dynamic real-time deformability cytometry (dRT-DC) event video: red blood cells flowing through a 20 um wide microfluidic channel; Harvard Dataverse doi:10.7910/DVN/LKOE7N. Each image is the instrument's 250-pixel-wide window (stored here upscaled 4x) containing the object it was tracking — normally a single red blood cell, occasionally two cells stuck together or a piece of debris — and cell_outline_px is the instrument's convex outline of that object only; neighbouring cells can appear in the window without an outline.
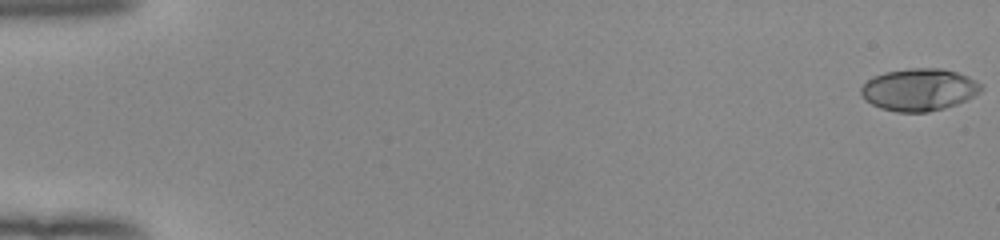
{"species": "human", "species_latin": "Homo sapiens", "temperature_condition": "room temperature", "stored_images_in_passage": 53, "camera_frame_rate_fps": 3000, "um_per_image_px": 0.085, "donor": {"sex": "female"}, "frame": {"image": 1, "passage_image": 1, "time_ms": 0.0, "image_size_px": [1000, 240], "cell_outline_px": [[984, 88], [980, 92], [956, 104], [944, 108], [928, 112], [896, 112], [880, 108], [864, 100], [860, 92], [860, 88], [872, 76], [884, 72], [908, 68], [944, 68], [968, 76], [984, 84]], "centroid_in_image_um": [78.12, 7.61], "position_along_channel_um": 6.9, "area_um2": 29.82}}
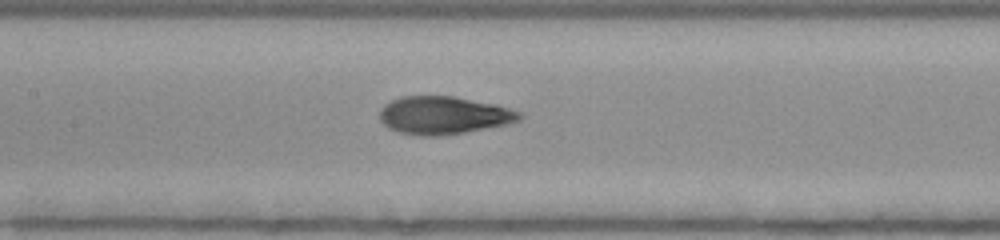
{"frame": {"image": 2, "passage_image": 27, "time_ms": 8.667, "image_size_px": [1000, 240], "cell_outline_px": [[524, 116], [520, 120], [504, 124], [464, 132], [440, 136], [420, 136], [396, 132], [388, 128], [380, 120], [380, 108], [384, 104], [400, 96], [452, 96], [496, 104], [524, 112]], "centroid_in_image_um": [37.69, 9.8], "position_along_channel_um": 169.7, "area_um2": 30.98}}
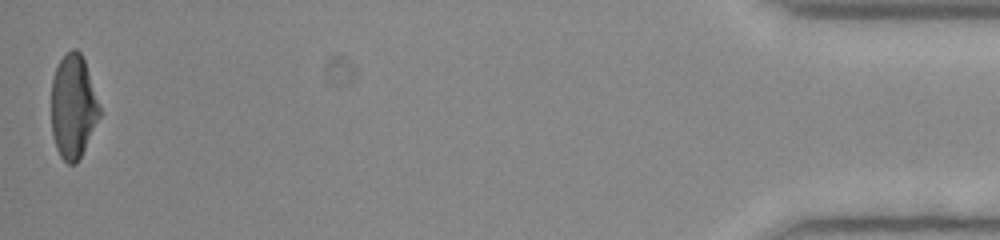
{"frame": {"image": 3, "passage_image": 53, "time_ms": 17.333, "image_size_px": [1000, 240], "cell_outline_px": [[100, 116], [76, 164], [68, 164], [60, 156], [56, 148], [52, 136], [52, 80], [56, 68], [60, 60], [72, 48], [76, 48], [80, 52], [84, 60], [100, 108]], "centroid_in_image_um": [6.2, 9.07], "position_along_channel_um": 429.0, "area_um2": 28.67}, "authors_computed_cell_mechanics": {"area_um2": 29.8248, "velocity_mm_per_s": 3.9902, "shape_relaxation_time_tau1_ms": 5.347, "shape_relaxation_time_tau2_ms": 1.0158, "deformation_change_tau1": 0.2215, "deformation_change_tau2": 0.0705}}